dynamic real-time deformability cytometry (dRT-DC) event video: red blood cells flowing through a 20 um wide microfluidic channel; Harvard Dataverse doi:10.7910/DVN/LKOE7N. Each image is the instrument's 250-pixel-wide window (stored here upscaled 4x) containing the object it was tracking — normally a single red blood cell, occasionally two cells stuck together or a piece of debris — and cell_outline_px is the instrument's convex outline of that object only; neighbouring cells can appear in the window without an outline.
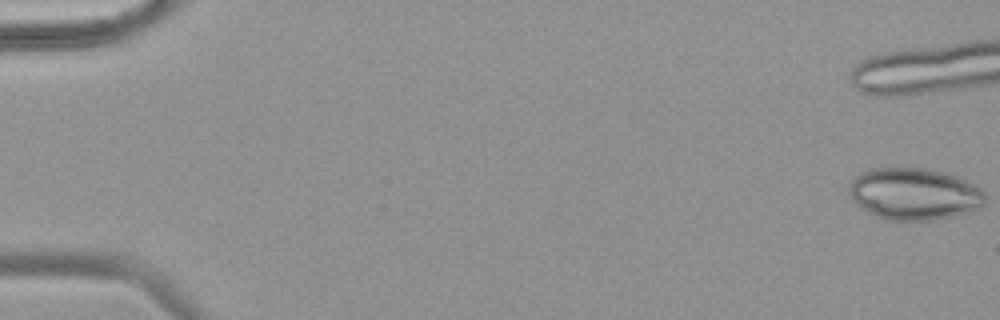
{"species": "common noctule bat (a hibernating species)", "species_latin": "Nyctalus noctula", "temperature_condition": "warm", "stored_images_in_passage": 15, "camera_frame_rate_fps": 3000, "um_per_image_px": 0.085, "animal": {"sex": "female", "body_mass_g": 18.4}, "frame": {"image": 1, "passage_image": 1, "time_ms": 0.0, "image_size_px": [1000, 320], "cell_outline_px": [[984, 204], [980, 208], [948, 216], [928, 220], [888, 220], [876, 216], [852, 200], [848, 188], [848, 184], [860, 172], [868, 168], [888, 164], [924, 168], [944, 172], [956, 176], [976, 184], [980, 188], [984, 196]], "centroid_in_image_um": [77.64, 16.41], "position_along_channel_um": 7.4, "area_um2": 41.62}}